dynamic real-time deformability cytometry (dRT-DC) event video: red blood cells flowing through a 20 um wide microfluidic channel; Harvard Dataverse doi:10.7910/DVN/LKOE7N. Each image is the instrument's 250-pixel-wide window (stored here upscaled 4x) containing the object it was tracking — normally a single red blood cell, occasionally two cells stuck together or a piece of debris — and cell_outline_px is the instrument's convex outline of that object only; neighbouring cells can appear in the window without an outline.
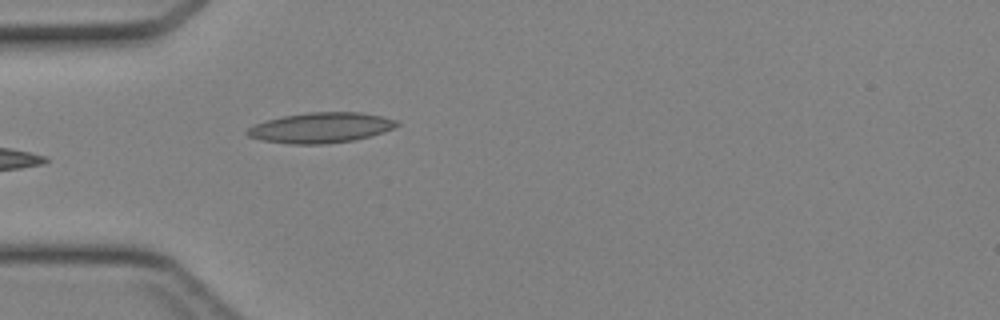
{"species": "Egyptian fruit bat (a non-hibernating species)", "species_latin": "Rousettus aegyptiacus", "temperature_condition": "cold", "stored_images_in_passage": 31, "camera_frame_rate_fps": 3000, "um_per_image_px": 0.085, "animal": {"sex": "female"}, "frame": {"image": 1, "passage_image": 1, "time_ms": 0.0, "image_size_px": [1000, 320], "cell_outline_px": [[400, 124], [384, 132], [352, 140], [324, 144], [288, 144], [264, 140], [248, 136], [244, 132], [248, 128], [256, 124], [268, 120], [284, 116], [308, 112], [360, 112], [384, 116], [396, 120]], "centroid_in_image_um": [27.28, 10.85], "position_along_channel_um": 57.7, "area_um2": 26.24}}
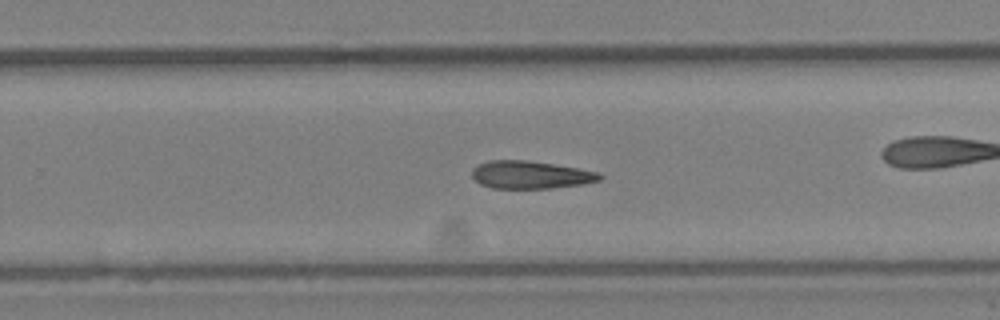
{"frame": {"image": 2, "passage_image": 14, "time_ms": 4.333, "image_size_px": [1000, 320], "cell_outline_px": [[604, 176], [600, 180], [584, 184], [552, 188], [492, 188], [480, 184], [472, 176], [472, 168], [476, 164], [488, 160], [524, 160], [552, 164], [600, 172]], "centroid_in_image_um": [45.08, 14.86], "position_along_channel_um": 284.7, "area_um2": 20.69}}